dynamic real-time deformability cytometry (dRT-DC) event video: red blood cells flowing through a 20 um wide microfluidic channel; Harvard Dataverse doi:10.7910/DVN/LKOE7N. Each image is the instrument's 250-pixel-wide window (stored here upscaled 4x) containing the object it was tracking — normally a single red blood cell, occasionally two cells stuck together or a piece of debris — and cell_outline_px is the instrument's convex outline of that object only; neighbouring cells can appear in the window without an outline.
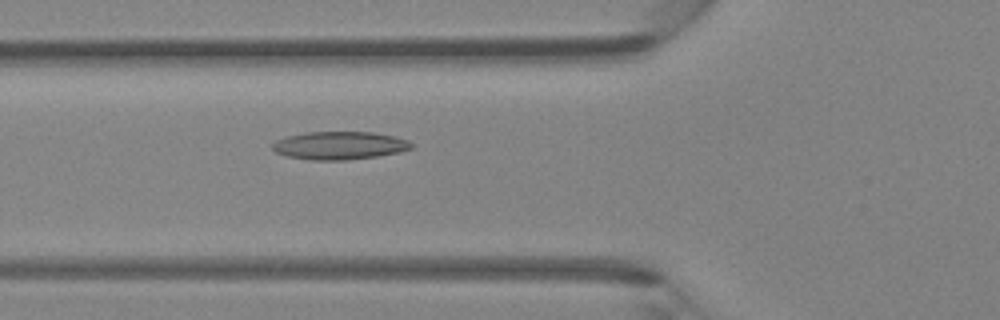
{"species": "Egyptian fruit bat (a non-hibernating species)", "species_latin": "Rousettus aegyptiacus", "temperature_condition": "room temperature", "stored_images_in_passage": 46, "camera_frame_rate_fps": 3000, "um_per_image_px": 0.085, "animal": {"sex": "female"}, "frame": {"image": 1, "passage_image": 17, "time_ms": 5.333, "image_size_px": [1000, 320], "cell_outline_px": [[412, 148], [400, 152], [376, 156], [348, 160], [312, 160], [288, 156], [276, 152], [272, 148], [272, 144], [276, 140], [288, 136], [304, 132], [372, 132], [396, 136], [408, 140], [412, 144]], "centroid_in_image_um": [28.87, 12.36], "position_along_channel_um": 96.9, "area_um2": 22.66}}
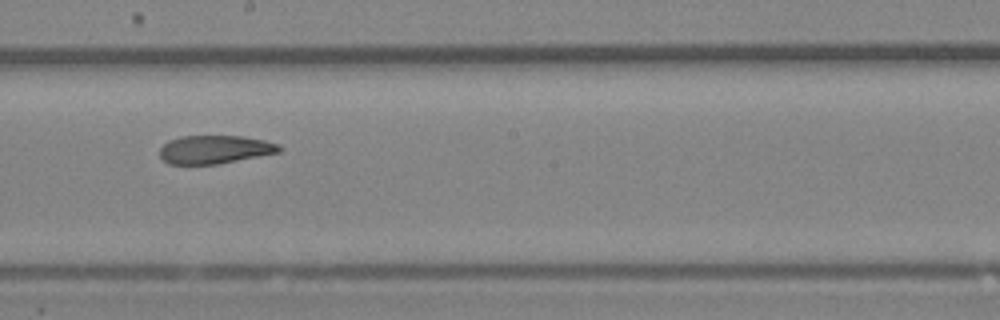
{"frame": {"image": 2, "passage_image": 26, "time_ms": 8.333, "image_size_px": [1000, 320], "cell_outline_px": [[280, 152], [216, 164], [168, 164], [160, 156], [160, 148], [168, 140], [180, 136], [244, 136], [264, 140], [280, 144]], "centroid_in_image_um": [18.24, 12.7], "position_along_channel_um": 230.0, "area_um2": 19.65}}
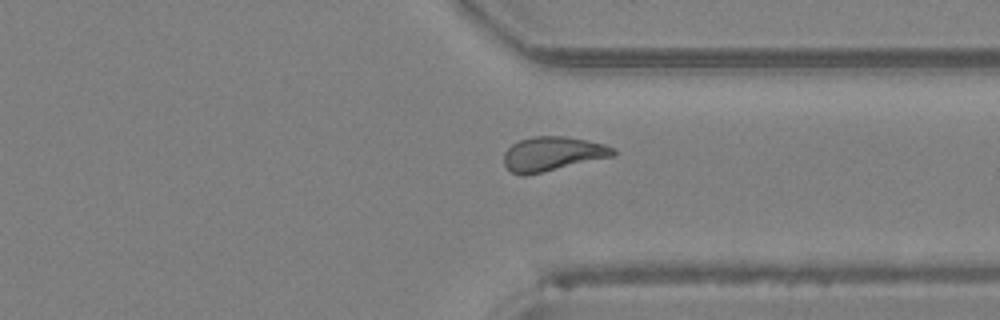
{"frame": {"image": 3, "passage_image": 35, "time_ms": 11.333, "image_size_px": [1000, 320], "cell_outline_px": [[616, 152], [612, 156], [524, 176], [520, 176], [512, 172], [504, 164], [504, 152], [512, 144], [520, 140], [532, 136], [564, 136], [604, 144], [616, 148]], "centroid_in_image_um": [46.93, 13.07], "position_along_channel_um": 364.5, "area_um2": 21.56}}